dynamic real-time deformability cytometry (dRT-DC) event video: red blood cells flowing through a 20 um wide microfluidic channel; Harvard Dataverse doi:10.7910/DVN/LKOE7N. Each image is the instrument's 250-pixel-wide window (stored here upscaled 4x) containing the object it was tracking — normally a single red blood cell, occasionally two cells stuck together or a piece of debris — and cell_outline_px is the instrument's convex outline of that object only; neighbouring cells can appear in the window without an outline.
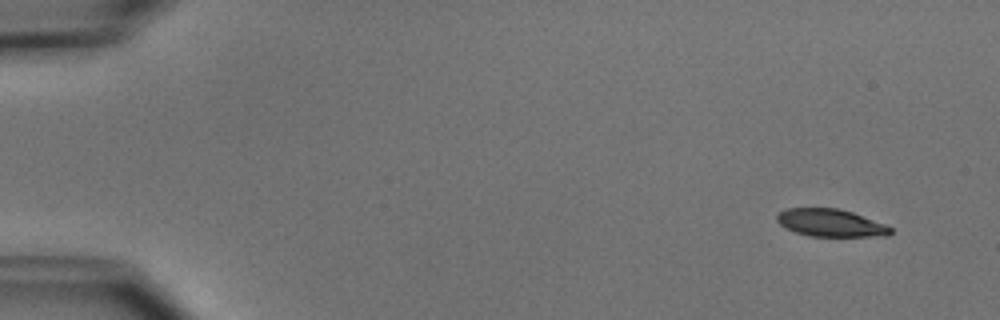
{"species": "common noctule bat (a hibernating species)", "species_latin": "Nyctalus noctula", "temperature_condition": "cold", "stored_images_in_passage": 5, "camera_frame_rate_fps": 3000, "um_per_image_px": 0.085, "animal": {"sex": "male", "body_mass_g": 15.6}, "frame": {"image": 1, "passage_image": 1, "time_ms": 0.0, "image_size_px": [1000, 320], "cell_outline_px": [[892, 232], [888, 236], [808, 236], [796, 232], [780, 224], [776, 220], [776, 216], [780, 212], [788, 208], [840, 208], [852, 212], [884, 224], [892, 228]], "centroid_in_image_um": [70.61, 18.94], "position_along_channel_um": 14.4, "area_um2": 18.09}}